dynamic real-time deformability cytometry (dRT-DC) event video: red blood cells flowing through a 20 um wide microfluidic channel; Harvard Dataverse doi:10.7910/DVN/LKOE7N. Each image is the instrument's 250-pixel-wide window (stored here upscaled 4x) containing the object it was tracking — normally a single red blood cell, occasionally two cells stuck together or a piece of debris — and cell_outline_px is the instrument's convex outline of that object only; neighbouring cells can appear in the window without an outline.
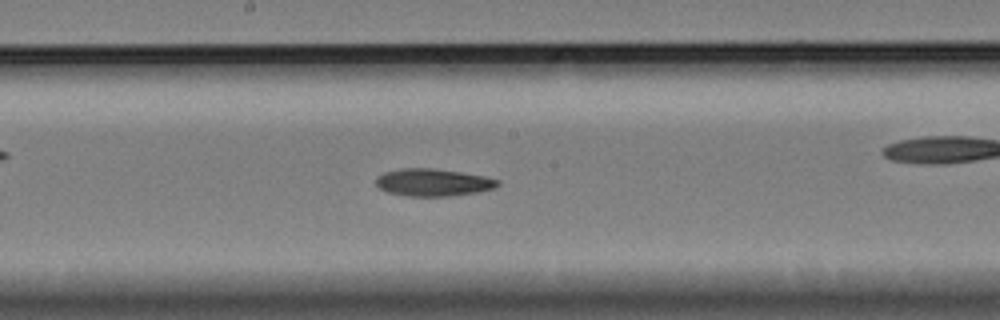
{"species": "Egyptian fruit bat (a non-hibernating species)", "species_latin": "Rousettus aegyptiacus", "temperature_condition": "cold", "stored_images_in_passage": 51, "camera_frame_rate_fps": 3000, "um_per_image_px": 0.085, "animal": {"sex": "female"}, "frame": {"image": 1, "passage_image": 22, "time_ms": 7.0, "image_size_px": [1000, 320], "cell_outline_px": [[500, 184], [492, 188], [476, 192], [452, 196], [408, 196], [388, 192], [376, 188], [376, 176], [384, 172], [400, 168], [432, 168], [460, 172], [484, 176], [500, 180]], "centroid_in_image_um": [36.76, 15.5], "position_along_channel_um": 211.4, "area_um2": 19.48}}